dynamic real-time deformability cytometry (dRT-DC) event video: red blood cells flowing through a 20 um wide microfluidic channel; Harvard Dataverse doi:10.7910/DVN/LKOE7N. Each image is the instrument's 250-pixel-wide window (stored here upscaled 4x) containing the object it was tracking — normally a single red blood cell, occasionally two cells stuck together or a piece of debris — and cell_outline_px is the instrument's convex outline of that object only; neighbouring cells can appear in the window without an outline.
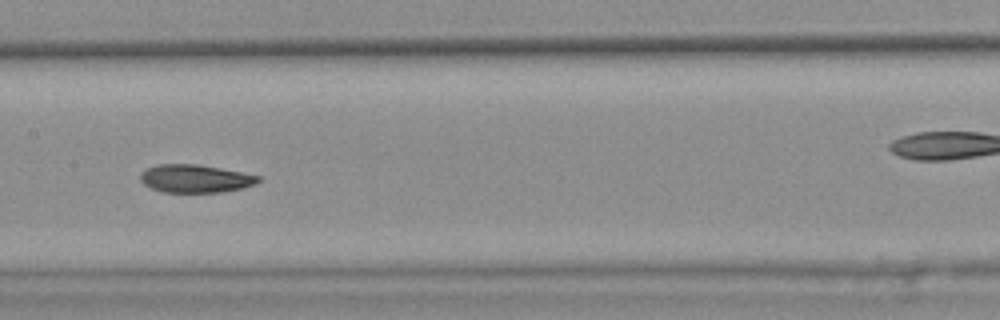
{"species": "common noctule bat (a hibernating species)", "species_latin": "Nyctalus noctula", "temperature_condition": "warm", "stored_images_in_passage": 9, "camera_frame_rate_fps": 3000, "um_per_image_px": 0.085, "animal": {"sex": "female", "body_mass_g": 25.1}, "frame": {"image": 1, "passage_image": 6, "time_ms": 1.667, "image_size_px": [1000, 320], "cell_outline_px": [[260, 180], [256, 184], [240, 188], [220, 192], [164, 192], [152, 188], [144, 184], [140, 180], [140, 176], [148, 168], [156, 164], [196, 164], [220, 168], [260, 176]], "centroid_in_image_um": [16.6, 15.18], "position_along_channel_um": 190.8, "area_um2": 18.96}}